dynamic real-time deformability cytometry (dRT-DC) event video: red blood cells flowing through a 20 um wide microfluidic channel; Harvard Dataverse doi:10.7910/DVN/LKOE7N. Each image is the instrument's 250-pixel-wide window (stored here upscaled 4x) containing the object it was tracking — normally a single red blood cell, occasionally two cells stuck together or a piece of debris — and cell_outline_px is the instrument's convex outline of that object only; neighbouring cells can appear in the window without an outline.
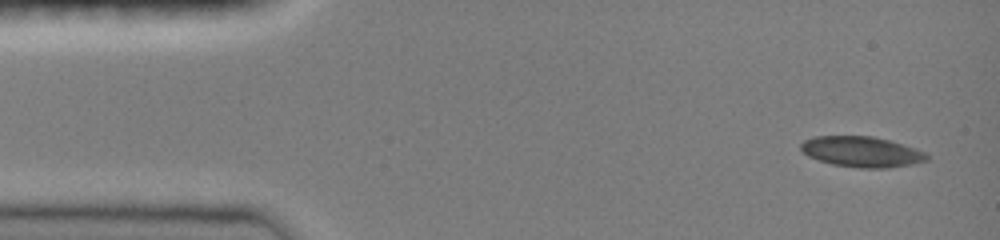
{"species": "common noctule bat (a hibernating species)", "species_latin": "Nyctalus noctula", "temperature_condition": "room temperature", "stored_images_in_passage": 25, "camera_frame_rate_fps": 3000, "um_per_image_px": 0.085, "animal": {"sex": "female", "body_mass_g": 19.0, "forearm_length_mm": 51.5}, "frame": {"image": 1, "passage_image": 1, "time_ms": 0.0, "image_size_px": [1000, 240], "cell_outline_px": [[928, 160], [912, 164], [884, 168], [860, 168], [832, 164], [808, 156], [800, 148], [800, 144], [804, 140], [816, 136], [872, 136], [888, 140], [916, 148], [924, 152], [928, 156]], "centroid_in_image_um": [73.24, 12.9], "position_along_channel_um": 11.8, "area_um2": 22.25}}
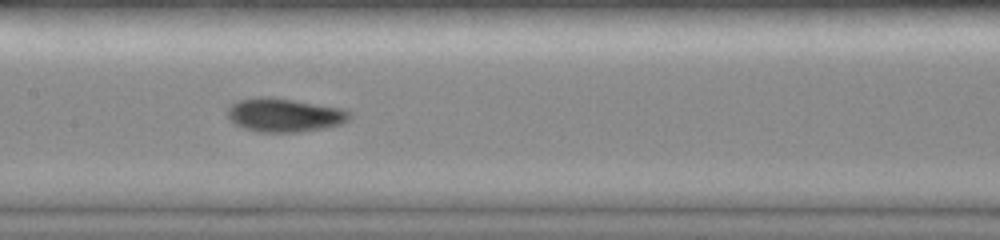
{"frame": {"image": 2, "passage_image": 10, "time_ms": 3.0, "image_size_px": [1000, 240], "cell_outline_px": [[352, 116], [348, 120], [340, 124], [324, 128], [300, 132], [260, 132], [244, 128], [236, 124], [228, 116], [228, 108], [236, 100], [256, 96], [272, 96], [296, 100], [340, 108], [352, 112]], "centroid_in_image_um": [24.18, 9.76], "position_along_channel_um": 183.2, "area_um2": 24.1}}
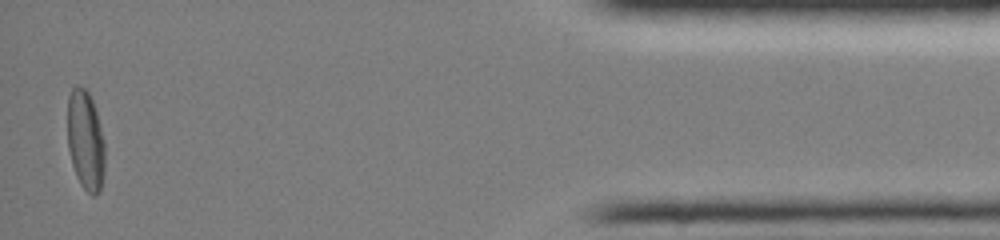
{"frame": {"image": 3, "passage_image": 24, "time_ms": 7.667, "image_size_px": [1000, 240], "cell_outline_px": [[104, 176], [100, 192], [96, 196], [92, 196], [80, 184], [76, 176], [72, 164], [68, 148], [68, 96], [72, 88], [76, 84], [84, 88], [88, 92], [92, 100], [96, 112], [104, 140]], "centroid_in_image_um": [7.27, 11.96], "position_along_channel_um": 427.9, "area_um2": 21.85}}